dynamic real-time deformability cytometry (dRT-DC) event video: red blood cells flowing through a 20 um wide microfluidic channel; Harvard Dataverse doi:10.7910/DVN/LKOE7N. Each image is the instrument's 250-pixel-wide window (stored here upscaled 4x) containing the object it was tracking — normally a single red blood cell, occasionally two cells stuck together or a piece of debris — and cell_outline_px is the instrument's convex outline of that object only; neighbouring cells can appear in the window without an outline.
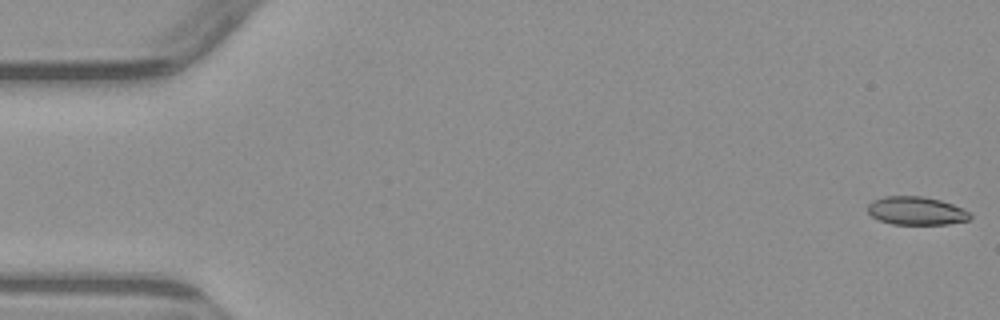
{"species": "common noctule bat (a hibernating species)", "species_latin": "Nyctalus noctula", "temperature_condition": "warm", "stored_images_in_passage": 5, "camera_frame_rate_fps": 3000, "um_per_image_px": 0.085, "animal": {"sex": "male", "body_mass_g": 23.1, "forearm_length_mm": 52.7}, "frame": {"image": 1, "passage_image": 1, "time_ms": 0.0, "image_size_px": [1000, 320], "cell_outline_px": [[972, 216], [968, 220], [948, 224], [892, 224], [880, 220], [872, 216], [868, 212], [868, 204], [872, 200], [884, 196], [924, 196], [940, 200], [964, 208]], "centroid_in_image_um": [77.88, 17.91], "position_along_channel_um": 7.1, "area_um2": 16.88}}
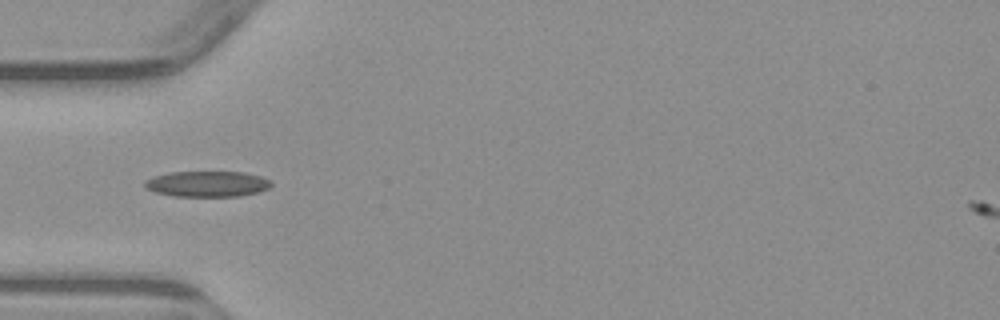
{"frame": {"image": 2, "passage_image": 5, "time_ms": 5.333, "image_size_px": [1000, 320], "cell_outline_px": [[272, 184], [268, 188], [260, 192], [240, 196], [172, 196], [156, 192], [148, 188], [144, 184], [144, 180], [168, 172], [244, 172], [260, 176], [272, 180]], "centroid_in_image_um": [17.66, 15.63], "position_along_channel_um": 67.3, "area_um2": 18.96}}